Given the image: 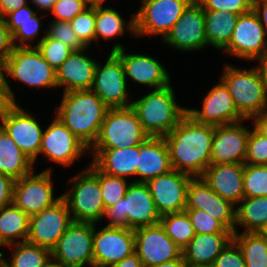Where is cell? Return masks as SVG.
Here are the masks:
<instances>
[{
  "mask_svg": "<svg viewBox=\"0 0 267 267\" xmlns=\"http://www.w3.org/2000/svg\"><path fill=\"white\" fill-rule=\"evenodd\" d=\"M214 126L195 121L186 114L164 139L167 143L172 169L202 177L211 164Z\"/></svg>",
  "mask_w": 267,
  "mask_h": 267,
  "instance_id": "cell-1",
  "label": "cell"
},
{
  "mask_svg": "<svg viewBox=\"0 0 267 267\" xmlns=\"http://www.w3.org/2000/svg\"><path fill=\"white\" fill-rule=\"evenodd\" d=\"M55 116L89 149L109 107L91 90L63 92Z\"/></svg>",
  "mask_w": 267,
  "mask_h": 267,
  "instance_id": "cell-2",
  "label": "cell"
},
{
  "mask_svg": "<svg viewBox=\"0 0 267 267\" xmlns=\"http://www.w3.org/2000/svg\"><path fill=\"white\" fill-rule=\"evenodd\" d=\"M171 84L153 89L142 98L132 101L144 131L151 137L169 134L187 114V108L178 105Z\"/></svg>",
  "mask_w": 267,
  "mask_h": 267,
  "instance_id": "cell-3",
  "label": "cell"
},
{
  "mask_svg": "<svg viewBox=\"0 0 267 267\" xmlns=\"http://www.w3.org/2000/svg\"><path fill=\"white\" fill-rule=\"evenodd\" d=\"M109 218L107 227L132 228L160 223L154 200L146 183L131 181L123 198L105 208L102 220Z\"/></svg>",
  "mask_w": 267,
  "mask_h": 267,
  "instance_id": "cell-4",
  "label": "cell"
},
{
  "mask_svg": "<svg viewBox=\"0 0 267 267\" xmlns=\"http://www.w3.org/2000/svg\"><path fill=\"white\" fill-rule=\"evenodd\" d=\"M76 175L70 178L71 189L65 191L61 198L69 209L72 221L97 223L102 220L105 210L97 167L90 162Z\"/></svg>",
  "mask_w": 267,
  "mask_h": 267,
  "instance_id": "cell-5",
  "label": "cell"
},
{
  "mask_svg": "<svg viewBox=\"0 0 267 267\" xmlns=\"http://www.w3.org/2000/svg\"><path fill=\"white\" fill-rule=\"evenodd\" d=\"M220 80L228 88L237 111L246 121L267 109V91L257 66L243 70L227 64Z\"/></svg>",
  "mask_w": 267,
  "mask_h": 267,
  "instance_id": "cell-6",
  "label": "cell"
},
{
  "mask_svg": "<svg viewBox=\"0 0 267 267\" xmlns=\"http://www.w3.org/2000/svg\"><path fill=\"white\" fill-rule=\"evenodd\" d=\"M148 137L131 106L109 108L91 148H128L142 144Z\"/></svg>",
  "mask_w": 267,
  "mask_h": 267,
  "instance_id": "cell-7",
  "label": "cell"
},
{
  "mask_svg": "<svg viewBox=\"0 0 267 267\" xmlns=\"http://www.w3.org/2000/svg\"><path fill=\"white\" fill-rule=\"evenodd\" d=\"M4 78L9 76L30 87H57L56 71L36 47H14L4 62Z\"/></svg>",
  "mask_w": 267,
  "mask_h": 267,
  "instance_id": "cell-8",
  "label": "cell"
},
{
  "mask_svg": "<svg viewBox=\"0 0 267 267\" xmlns=\"http://www.w3.org/2000/svg\"><path fill=\"white\" fill-rule=\"evenodd\" d=\"M94 223L72 222L51 249V261L63 267H93Z\"/></svg>",
  "mask_w": 267,
  "mask_h": 267,
  "instance_id": "cell-9",
  "label": "cell"
},
{
  "mask_svg": "<svg viewBox=\"0 0 267 267\" xmlns=\"http://www.w3.org/2000/svg\"><path fill=\"white\" fill-rule=\"evenodd\" d=\"M193 0H142L134 13L135 36L161 35L162 40Z\"/></svg>",
  "mask_w": 267,
  "mask_h": 267,
  "instance_id": "cell-10",
  "label": "cell"
},
{
  "mask_svg": "<svg viewBox=\"0 0 267 267\" xmlns=\"http://www.w3.org/2000/svg\"><path fill=\"white\" fill-rule=\"evenodd\" d=\"M52 168L37 174H30L15 180L13 187V203L29 217L51 207L61 199L54 197Z\"/></svg>",
  "mask_w": 267,
  "mask_h": 267,
  "instance_id": "cell-11",
  "label": "cell"
},
{
  "mask_svg": "<svg viewBox=\"0 0 267 267\" xmlns=\"http://www.w3.org/2000/svg\"><path fill=\"white\" fill-rule=\"evenodd\" d=\"M222 51L249 61L267 56V33L252 9L239 15L229 44Z\"/></svg>",
  "mask_w": 267,
  "mask_h": 267,
  "instance_id": "cell-12",
  "label": "cell"
},
{
  "mask_svg": "<svg viewBox=\"0 0 267 267\" xmlns=\"http://www.w3.org/2000/svg\"><path fill=\"white\" fill-rule=\"evenodd\" d=\"M127 79L121 59L110 52L104 65L97 62L91 91L109 108L130 107L128 102Z\"/></svg>",
  "mask_w": 267,
  "mask_h": 267,
  "instance_id": "cell-13",
  "label": "cell"
},
{
  "mask_svg": "<svg viewBox=\"0 0 267 267\" xmlns=\"http://www.w3.org/2000/svg\"><path fill=\"white\" fill-rule=\"evenodd\" d=\"M94 223L93 266L107 267L122 261L135 252V234L132 228L103 227Z\"/></svg>",
  "mask_w": 267,
  "mask_h": 267,
  "instance_id": "cell-14",
  "label": "cell"
},
{
  "mask_svg": "<svg viewBox=\"0 0 267 267\" xmlns=\"http://www.w3.org/2000/svg\"><path fill=\"white\" fill-rule=\"evenodd\" d=\"M87 150L89 148L55 117L43 131L39 155L64 167L79 160Z\"/></svg>",
  "mask_w": 267,
  "mask_h": 267,
  "instance_id": "cell-15",
  "label": "cell"
},
{
  "mask_svg": "<svg viewBox=\"0 0 267 267\" xmlns=\"http://www.w3.org/2000/svg\"><path fill=\"white\" fill-rule=\"evenodd\" d=\"M135 253L143 267H153L179 258L182 250L166 234L161 224L134 229Z\"/></svg>",
  "mask_w": 267,
  "mask_h": 267,
  "instance_id": "cell-16",
  "label": "cell"
},
{
  "mask_svg": "<svg viewBox=\"0 0 267 267\" xmlns=\"http://www.w3.org/2000/svg\"><path fill=\"white\" fill-rule=\"evenodd\" d=\"M163 42L177 50L190 52L206 47L205 17L203 7L193 0L173 25Z\"/></svg>",
  "mask_w": 267,
  "mask_h": 267,
  "instance_id": "cell-17",
  "label": "cell"
},
{
  "mask_svg": "<svg viewBox=\"0 0 267 267\" xmlns=\"http://www.w3.org/2000/svg\"><path fill=\"white\" fill-rule=\"evenodd\" d=\"M235 207L237 206L215 193L202 177L192 178L189 182L185 209L205 211L233 233L238 232Z\"/></svg>",
  "mask_w": 267,
  "mask_h": 267,
  "instance_id": "cell-18",
  "label": "cell"
},
{
  "mask_svg": "<svg viewBox=\"0 0 267 267\" xmlns=\"http://www.w3.org/2000/svg\"><path fill=\"white\" fill-rule=\"evenodd\" d=\"M0 121L4 131L35 164L43 135V129L35 117L16 103Z\"/></svg>",
  "mask_w": 267,
  "mask_h": 267,
  "instance_id": "cell-19",
  "label": "cell"
},
{
  "mask_svg": "<svg viewBox=\"0 0 267 267\" xmlns=\"http://www.w3.org/2000/svg\"><path fill=\"white\" fill-rule=\"evenodd\" d=\"M192 178L172 169L146 182L160 216L185 211L187 188Z\"/></svg>",
  "mask_w": 267,
  "mask_h": 267,
  "instance_id": "cell-20",
  "label": "cell"
},
{
  "mask_svg": "<svg viewBox=\"0 0 267 267\" xmlns=\"http://www.w3.org/2000/svg\"><path fill=\"white\" fill-rule=\"evenodd\" d=\"M72 222L69 209L61 198L51 207L30 217L27 242L51 250Z\"/></svg>",
  "mask_w": 267,
  "mask_h": 267,
  "instance_id": "cell-21",
  "label": "cell"
},
{
  "mask_svg": "<svg viewBox=\"0 0 267 267\" xmlns=\"http://www.w3.org/2000/svg\"><path fill=\"white\" fill-rule=\"evenodd\" d=\"M202 109L187 108L195 121L212 126L234 124L246 119L237 111L228 88L220 80L202 99Z\"/></svg>",
  "mask_w": 267,
  "mask_h": 267,
  "instance_id": "cell-22",
  "label": "cell"
},
{
  "mask_svg": "<svg viewBox=\"0 0 267 267\" xmlns=\"http://www.w3.org/2000/svg\"><path fill=\"white\" fill-rule=\"evenodd\" d=\"M240 121L214 126L211 164H244L250 129ZM248 127V128H247Z\"/></svg>",
  "mask_w": 267,
  "mask_h": 267,
  "instance_id": "cell-23",
  "label": "cell"
},
{
  "mask_svg": "<svg viewBox=\"0 0 267 267\" xmlns=\"http://www.w3.org/2000/svg\"><path fill=\"white\" fill-rule=\"evenodd\" d=\"M122 44H115L110 52H114L123 64L126 79L138 82V84L148 85L153 89H158L171 84V77L167 68L158 59L141 54L125 53Z\"/></svg>",
  "mask_w": 267,
  "mask_h": 267,
  "instance_id": "cell-24",
  "label": "cell"
},
{
  "mask_svg": "<svg viewBox=\"0 0 267 267\" xmlns=\"http://www.w3.org/2000/svg\"><path fill=\"white\" fill-rule=\"evenodd\" d=\"M85 50L72 52L56 71L57 87H64V92L91 89L97 60L84 53Z\"/></svg>",
  "mask_w": 267,
  "mask_h": 267,
  "instance_id": "cell-25",
  "label": "cell"
},
{
  "mask_svg": "<svg viewBox=\"0 0 267 267\" xmlns=\"http://www.w3.org/2000/svg\"><path fill=\"white\" fill-rule=\"evenodd\" d=\"M202 178L215 193L235 206L245 197L244 164H210Z\"/></svg>",
  "mask_w": 267,
  "mask_h": 267,
  "instance_id": "cell-26",
  "label": "cell"
},
{
  "mask_svg": "<svg viewBox=\"0 0 267 267\" xmlns=\"http://www.w3.org/2000/svg\"><path fill=\"white\" fill-rule=\"evenodd\" d=\"M172 170L170 153L164 137L149 136L139 145L137 177L133 181L146 183Z\"/></svg>",
  "mask_w": 267,
  "mask_h": 267,
  "instance_id": "cell-27",
  "label": "cell"
},
{
  "mask_svg": "<svg viewBox=\"0 0 267 267\" xmlns=\"http://www.w3.org/2000/svg\"><path fill=\"white\" fill-rule=\"evenodd\" d=\"M91 162L103 173L130 178L137 176L139 145L128 148H90Z\"/></svg>",
  "mask_w": 267,
  "mask_h": 267,
  "instance_id": "cell-28",
  "label": "cell"
},
{
  "mask_svg": "<svg viewBox=\"0 0 267 267\" xmlns=\"http://www.w3.org/2000/svg\"><path fill=\"white\" fill-rule=\"evenodd\" d=\"M232 239L233 233L195 234L182 254L189 267L213 265Z\"/></svg>",
  "mask_w": 267,
  "mask_h": 267,
  "instance_id": "cell-29",
  "label": "cell"
},
{
  "mask_svg": "<svg viewBox=\"0 0 267 267\" xmlns=\"http://www.w3.org/2000/svg\"><path fill=\"white\" fill-rule=\"evenodd\" d=\"M34 171V162L0 126V173L20 179Z\"/></svg>",
  "mask_w": 267,
  "mask_h": 267,
  "instance_id": "cell-30",
  "label": "cell"
},
{
  "mask_svg": "<svg viewBox=\"0 0 267 267\" xmlns=\"http://www.w3.org/2000/svg\"><path fill=\"white\" fill-rule=\"evenodd\" d=\"M30 217L13 202L0 209V246L26 242ZM18 239V240H17Z\"/></svg>",
  "mask_w": 267,
  "mask_h": 267,
  "instance_id": "cell-31",
  "label": "cell"
},
{
  "mask_svg": "<svg viewBox=\"0 0 267 267\" xmlns=\"http://www.w3.org/2000/svg\"><path fill=\"white\" fill-rule=\"evenodd\" d=\"M207 44L223 50L231 39L239 14L223 10H204Z\"/></svg>",
  "mask_w": 267,
  "mask_h": 267,
  "instance_id": "cell-32",
  "label": "cell"
},
{
  "mask_svg": "<svg viewBox=\"0 0 267 267\" xmlns=\"http://www.w3.org/2000/svg\"><path fill=\"white\" fill-rule=\"evenodd\" d=\"M236 208V227L246 233H262L267 228V196L244 197Z\"/></svg>",
  "mask_w": 267,
  "mask_h": 267,
  "instance_id": "cell-33",
  "label": "cell"
},
{
  "mask_svg": "<svg viewBox=\"0 0 267 267\" xmlns=\"http://www.w3.org/2000/svg\"><path fill=\"white\" fill-rule=\"evenodd\" d=\"M11 259L8 262L0 252V267H45L51 261V250L29 242L8 245Z\"/></svg>",
  "mask_w": 267,
  "mask_h": 267,
  "instance_id": "cell-34",
  "label": "cell"
},
{
  "mask_svg": "<svg viewBox=\"0 0 267 267\" xmlns=\"http://www.w3.org/2000/svg\"><path fill=\"white\" fill-rule=\"evenodd\" d=\"M96 15V28H95V41L97 42L99 38L107 41L114 39L117 36L124 35L125 28L128 29L131 35H135V23H134V13L131 20L127 23L123 19L122 15L116 11L114 8H103V6H95ZM127 24V25H126ZM126 25V26H125Z\"/></svg>",
  "mask_w": 267,
  "mask_h": 267,
  "instance_id": "cell-35",
  "label": "cell"
},
{
  "mask_svg": "<svg viewBox=\"0 0 267 267\" xmlns=\"http://www.w3.org/2000/svg\"><path fill=\"white\" fill-rule=\"evenodd\" d=\"M246 267H267V238L263 233H233Z\"/></svg>",
  "mask_w": 267,
  "mask_h": 267,
  "instance_id": "cell-36",
  "label": "cell"
},
{
  "mask_svg": "<svg viewBox=\"0 0 267 267\" xmlns=\"http://www.w3.org/2000/svg\"><path fill=\"white\" fill-rule=\"evenodd\" d=\"M160 224L182 251L195 236L194 228L186 211L163 215L160 218Z\"/></svg>",
  "mask_w": 267,
  "mask_h": 267,
  "instance_id": "cell-37",
  "label": "cell"
},
{
  "mask_svg": "<svg viewBox=\"0 0 267 267\" xmlns=\"http://www.w3.org/2000/svg\"><path fill=\"white\" fill-rule=\"evenodd\" d=\"M46 62L57 71L69 55L74 52L60 41L46 36V30L41 39L34 45Z\"/></svg>",
  "mask_w": 267,
  "mask_h": 267,
  "instance_id": "cell-38",
  "label": "cell"
},
{
  "mask_svg": "<svg viewBox=\"0 0 267 267\" xmlns=\"http://www.w3.org/2000/svg\"><path fill=\"white\" fill-rule=\"evenodd\" d=\"M243 189L245 197L267 196V165L244 163Z\"/></svg>",
  "mask_w": 267,
  "mask_h": 267,
  "instance_id": "cell-39",
  "label": "cell"
},
{
  "mask_svg": "<svg viewBox=\"0 0 267 267\" xmlns=\"http://www.w3.org/2000/svg\"><path fill=\"white\" fill-rule=\"evenodd\" d=\"M97 178L100 180V188L105 208L114 205L118 200L123 198L131 183L128 182L126 178L105 174L98 168Z\"/></svg>",
  "mask_w": 267,
  "mask_h": 267,
  "instance_id": "cell-40",
  "label": "cell"
},
{
  "mask_svg": "<svg viewBox=\"0 0 267 267\" xmlns=\"http://www.w3.org/2000/svg\"><path fill=\"white\" fill-rule=\"evenodd\" d=\"M70 24L79 40L89 48L92 41H95V6H89L82 13L76 15Z\"/></svg>",
  "mask_w": 267,
  "mask_h": 267,
  "instance_id": "cell-41",
  "label": "cell"
},
{
  "mask_svg": "<svg viewBox=\"0 0 267 267\" xmlns=\"http://www.w3.org/2000/svg\"><path fill=\"white\" fill-rule=\"evenodd\" d=\"M46 30V36L56 39L73 51H80L87 47L79 40L70 22L53 20Z\"/></svg>",
  "mask_w": 267,
  "mask_h": 267,
  "instance_id": "cell-42",
  "label": "cell"
},
{
  "mask_svg": "<svg viewBox=\"0 0 267 267\" xmlns=\"http://www.w3.org/2000/svg\"><path fill=\"white\" fill-rule=\"evenodd\" d=\"M41 19L42 17L36 13L31 20L16 21V29L12 32L14 47H34V44L32 45L31 42L36 37L38 38L39 29L42 25Z\"/></svg>",
  "mask_w": 267,
  "mask_h": 267,
  "instance_id": "cell-43",
  "label": "cell"
},
{
  "mask_svg": "<svg viewBox=\"0 0 267 267\" xmlns=\"http://www.w3.org/2000/svg\"><path fill=\"white\" fill-rule=\"evenodd\" d=\"M195 234L233 233L207 212L198 209H185Z\"/></svg>",
  "mask_w": 267,
  "mask_h": 267,
  "instance_id": "cell-44",
  "label": "cell"
},
{
  "mask_svg": "<svg viewBox=\"0 0 267 267\" xmlns=\"http://www.w3.org/2000/svg\"><path fill=\"white\" fill-rule=\"evenodd\" d=\"M245 164L267 165V138L254 128L249 132Z\"/></svg>",
  "mask_w": 267,
  "mask_h": 267,
  "instance_id": "cell-45",
  "label": "cell"
},
{
  "mask_svg": "<svg viewBox=\"0 0 267 267\" xmlns=\"http://www.w3.org/2000/svg\"><path fill=\"white\" fill-rule=\"evenodd\" d=\"M88 7L85 0H57L51 13L56 21L70 22Z\"/></svg>",
  "mask_w": 267,
  "mask_h": 267,
  "instance_id": "cell-46",
  "label": "cell"
},
{
  "mask_svg": "<svg viewBox=\"0 0 267 267\" xmlns=\"http://www.w3.org/2000/svg\"><path fill=\"white\" fill-rule=\"evenodd\" d=\"M204 10H223L244 14L252 9V0H196Z\"/></svg>",
  "mask_w": 267,
  "mask_h": 267,
  "instance_id": "cell-47",
  "label": "cell"
},
{
  "mask_svg": "<svg viewBox=\"0 0 267 267\" xmlns=\"http://www.w3.org/2000/svg\"><path fill=\"white\" fill-rule=\"evenodd\" d=\"M213 267H246L242 251L233 239L216 257Z\"/></svg>",
  "mask_w": 267,
  "mask_h": 267,
  "instance_id": "cell-48",
  "label": "cell"
},
{
  "mask_svg": "<svg viewBox=\"0 0 267 267\" xmlns=\"http://www.w3.org/2000/svg\"><path fill=\"white\" fill-rule=\"evenodd\" d=\"M14 49L12 33L10 32L6 20L0 16V61L5 62Z\"/></svg>",
  "mask_w": 267,
  "mask_h": 267,
  "instance_id": "cell-49",
  "label": "cell"
},
{
  "mask_svg": "<svg viewBox=\"0 0 267 267\" xmlns=\"http://www.w3.org/2000/svg\"><path fill=\"white\" fill-rule=\"evenodd\" d=\"M16 104L15 93L6 78L0 82V119Z\"/></svg>",
  "mask_w": 267,
  "mask_h": 267,
  "instance_id": "cell-50",
  "label": "cell"
},
{
  "mask_svg": "<svg viewBox=\"0 0 267 267\" xmlns=\"http://www.w3.org/2000/svg\"><path fill=\"white\" fill-rule=\"evenodd\" d=\"M35 14L36 12L33 8L29 7L28 4L25 7L8 13L4 18L10 32L12 33L16 29V21L31 20Z\"/></svg>",
  "mask_w": 267,
  "mask_h": 267,
  "instance_id": "cell-51",
  "label": "cell"
},
{
  "mask_svg": "<svg viewBox=\"0 0 267 267\" xmlns=\"http://www.w3.org/2000/svg\"><path fill=\"white\" fill-rule=\"evenodd\" d=\"M15 180L0 173V209L13 202V187Z\"/></svg>",
  "mask_w": 267,
  "mask_h": 267,
  "instance_id": "cell-52",
  "label": "cell"
},
{
  "mask_svg": "<svg viewBox=\"0 0 267 267\" xmlns=\"http://www.w3.org/2000/svg\"><path fill=\"white\" fill-rule=\"evenodd\" d=\"M28 0H0V16L5 17L8 13L28 5Z\"/></svg>",
  "mask_w": 267,
  "mask_h": 267,
  "instance_id": "cell-53",
  "label": "cell"
},
{
  "mask_svg": "<svg viewBox=\"0 0 267 267\" xmlns=\"http://www.w3.org/2000/svg\"><path fill=\"white\" fill-rule=\"evenodd\" d=\"M252 10L267 33V1H252Z\"/></svg>",
  "mask_w": 267,
  "mask_h": 267,
  "instance_id": "cell-54",
  "label": "cell"
},
{
  "mask_svg": "<svg viewBox=\"0 0 267 267\" xmlns=\"http://www.w3.org/2000/svg\"><path fill=\"white\" fill-rule=\"evenodd\" d=\"M251 120L254 123L253 128L263 137L267 138V109L253 116Z\"/></svg>",
  "mask_w": 267,
  "mask_h": 267,
  "instance_id": "cell-55",
  "label": "cell"
},
{
  "mask_svg": "<svg viewBox=\"0 0 267 267\" xmlns=\"http://www.w3.org/2000/svg\"><path fill=\"white\" fill-rule=\"evenodd\" d=\"M107 267H143L139 256L134 252L132 255L125 257L122 261Z\"/></svg>",
  "mask_w": 267,
  "mask_h": 267,
  "instance_id": "cell-56",
  "label": "cell"
},
{
  "mask_svg": "<svg viewBox=\"0 0 267 267\" xmlns=\"http://www.w3.org/2000/svg\"><path fill=\"white\" fill-rule=\"evenodd\" d=\"M39 10L51 12L57 0H29Z\"/></svg>",
  "mask_w": 267,
  "mask_h": 267,
  "instance_id": "cell-57",
  "label": "cell"
},
{
  "mask_svg": "<svg viewBox=\"0 0 267 267\" xmlns=\"http://www.w3.org/2000/svg\"><path fill=\"white\" fill-rule=\"evenodd\" d=\"M153 267H189V265L186 263L185 258L182 254L179 258L175 260L164 262L160 265H156Z\"/></svg>",
  "mask_w": 267,
  "mask_h": 267,
  "instance_id": "cell-58",
  "label": "cell"
},
{
  "mask_svg": "<svg viewBox=\"0 0 267 267\" xmlns=\"http://www.w3.org/2000/svg\"><path fill=\"white\" fill-rule=\"evenodd\" d=\"M260 64L257 66L260 75L263 80L264 87L266 88L267 91V56L257 60Z\"/></svg>",
  "mask_w": 267,
  "mask_h": 267,
  "instance_id": "cell-59",
  "label": "cell"
},
{
  "mask_svg": "<svg viewBox=\"0 0 267 267\" xmlns=\"http://www.w3.org/2000/svg\"><path fill=\"white\" fill-rule=\"evenodd\" d=\"M89 6H101L106 0H85Z\"/></svg>",
  "mask_w": 267,
  "mask_h": 267,
  "instance_id": "cell-60",
  "label": "cell"
},
{
  "mask_svg": "<svg viewBox=\"0 0 267 267\" xmlns=\"http://www.w3.org/2000/svg\"><path fill=\"white\" fill-rule=\"evenodd\" d=\"M4 63L0 61V82H2L4 80Z\"/></svg>",
  "mask_w": 267,
  "mask_h": 267,
  "instance_id": "cell-61",
  "label": "cell"
},
{
  "mask_svg": "<svg viewBox=\"0 0 267 267\" xmlns=\"http://www.w3.org/2000/svg\"><path fill=\"white\" fill-rule=\"evenodd\" d=\"M45 267H63L61 264L50 261Z\"/></svg>",
  "mask_w": 267,
  "mask_h": 267,
  "instance_id": "cell-62",
  "label": "cell"
},
{
  "mask_svg": "<svg viewBox=\"0 0 267 267\" xmlns=\"http://www.w3.org/2000/svg\"><path fill=\"white\" fill-rule=\"evenodd\" d=\"M267 238V228L262 232Z\"/></svg>",
  "mask_w": 267,
  "mask_h": 267,
  "instance_id": "cell-63",
  "label": "cell"
},
{
  "mask_svg": "<svg viewBox=\"0 0 267 267\" xmlns=\"http://www.w3.org/2000/svg\"><path fill=\"white\" fill-rule=\"evenodd\" d=\"M199 267H213V265H208V266H199Z\"/></svg>",
  "mask_w": 267,
  "mask_h": 267,
  "instance_id": "cell-64",
  "label": "cell"
}]
</instances>
